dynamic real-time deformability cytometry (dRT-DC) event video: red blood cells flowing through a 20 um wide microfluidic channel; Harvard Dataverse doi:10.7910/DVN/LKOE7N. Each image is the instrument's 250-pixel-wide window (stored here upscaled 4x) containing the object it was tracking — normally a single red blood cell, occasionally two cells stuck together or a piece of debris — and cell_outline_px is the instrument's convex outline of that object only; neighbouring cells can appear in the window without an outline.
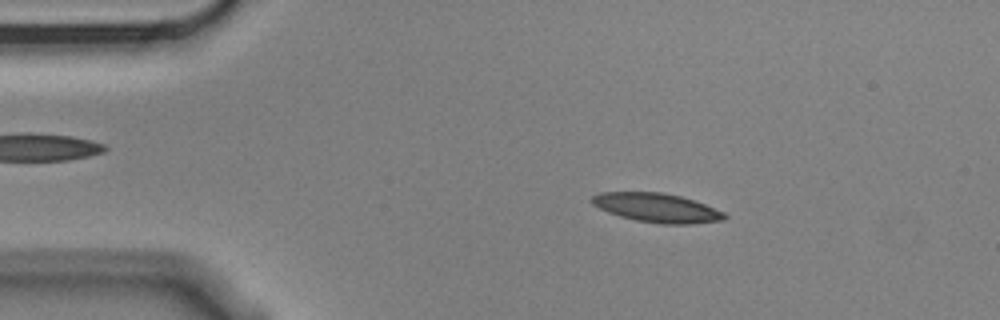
{"species": "Egyptian fruit bat (a non-hibernating species)", "species_latin": "Rousettus aegyptiacus", "temperature_condition": "cold", "stored_images_in_passage": 4, "camera_frame_rate_fps": 3000, "um_per_image_px": 0.085, "animal": {"sex": "male"}, "frame": {"image": 1, "passage_image": 2, "time_ms": 0.333, "image_size_px": [1000, 320], "cell_outline_px": [[728, 216], [724, 220], [692, 224], [660, 224], [636, 220], [620, 216], [608, 212], [592, 204], [588, 200], [592, 196], [600, 192], [660, 192], [680, 196], [704, 204], [724, 212]], "centroid_in_image_um": [55.81, 17.66], "position_along_channel_um": 29.2, "area_um2": 22.43}}
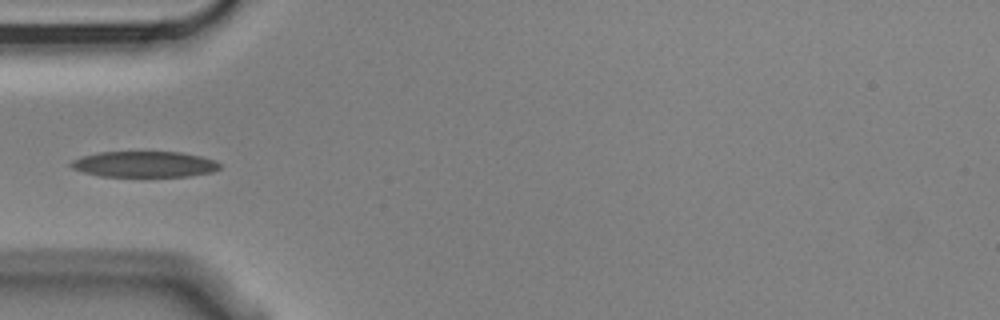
{"frame": {"image": 2, "passage_image": 4, "time_ms": 1.0, "image_size_px": [1000, 320], "cell_outline_px": [[220, 168], [212, 172], [188, 176], [100, 176], [84, 172], [72, 168], [68, 164], [72, 160], [80, 156], [100, 152], [180, 152], [200, 156], [216, 160], [220, 164]], "centroid_in_image_um": [12.25, 13.95], "position_along_channel_um": 72.7, "area_um2": 22.43}}